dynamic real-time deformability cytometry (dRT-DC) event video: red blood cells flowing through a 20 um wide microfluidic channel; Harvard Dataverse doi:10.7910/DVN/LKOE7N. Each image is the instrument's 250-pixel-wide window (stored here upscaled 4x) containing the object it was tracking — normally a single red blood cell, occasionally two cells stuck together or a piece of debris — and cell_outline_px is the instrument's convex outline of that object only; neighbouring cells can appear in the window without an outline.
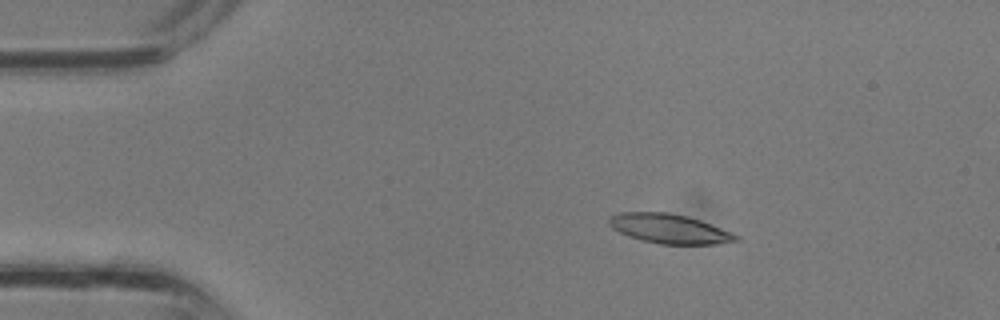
{"species": "common noctule bat (a hibernating species)", "species_latin": "Nyctalus noctula", "temperature_condition": "room temperature", "stored_images_in_passage": 34, "camera_frame_rate_fps": 3000, "um_per_image_px": 0.085, "animal": {"sex": "male", "body_mass_g": 13.3}, "frame": {"image": 1, "passage_image": 5, "time_ms": 1.333, "image_size_px": [1000, 320], "cell_outline_px": [[740, 240], [716, 244], [660, 244], [640, 240], [628, 236], [612, 228], [608, 224], [608, 216], [620, 212], [664, 212], [688, 216], [700, 220], [732, 232], [740, 236]], "centroid_in_image_um": [56.88, 19.44], "position_along_channel_um": 28.1, "area_um2": 21.91}}
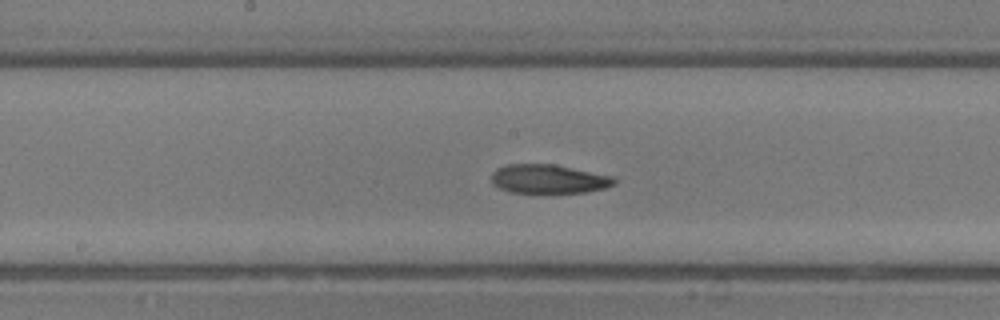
{"frame": {"image": 2, "passage_image": 17, "time_ms": 5.333, "image_size_px": [1000, 320], "cell_outline_px": [[616, 184], [604, 188], [584, 192], [508, 192], [492, 184], [492, 172], [496, 168], [504, 164], [552, 164], [612, 176], [616, 180]], "centroid_in_image_um": [46.58, 15.2], "position_along_channel_um": 201.6, "area_um2": 20.52}}
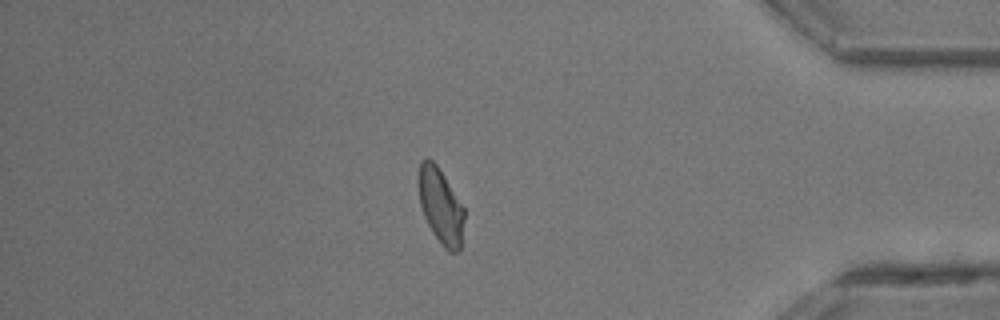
{"frame": {"image": 3, "passage_image": 29, "time_ms": 9.333, "image_size_px": [1000, 320], "cell_outline_px": [[464, 220], [460, 252], [448, 252], [444, 248], [432, 232], [424, 216], [420, 204], [420, 160], [428, 156], [436, 164], [444, 176], [464, 208]], "centroid_in_image_um": [37.48, 17.55], "position_along_channel_um": 397.7, "area_um2": 19.77}}